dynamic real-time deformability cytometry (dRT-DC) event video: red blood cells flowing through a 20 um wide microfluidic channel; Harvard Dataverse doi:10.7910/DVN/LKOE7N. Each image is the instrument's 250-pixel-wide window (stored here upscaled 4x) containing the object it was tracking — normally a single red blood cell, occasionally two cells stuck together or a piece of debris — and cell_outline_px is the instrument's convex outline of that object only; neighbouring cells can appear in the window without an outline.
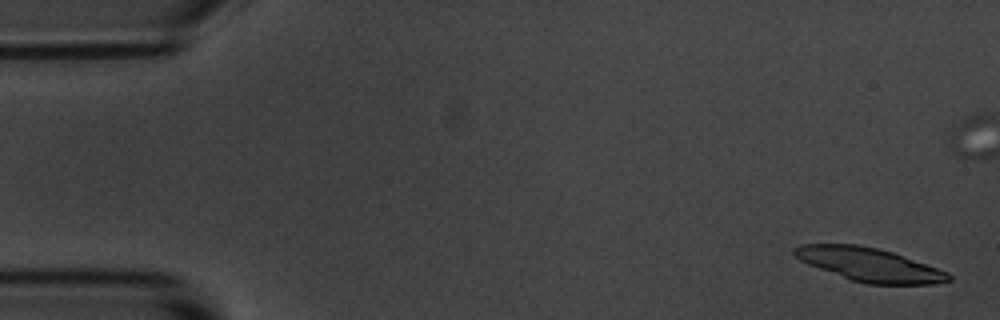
{"species": "common noctule bat (a hibernating species)", "species_latin": "Nyctalus noctula", "temperature_condition": "room temperature", "stored_images_in_passage": 6, "camera_frame_rate_fps": 3000, "um_per_image_px": 0.085, "animal": {"sex": "male", "body_mass_g": 20.1, "forearm_length_mm": 53.5}, "frame": {"image": 1, "passage_image": 1, "time_ms": 0.0, "image_size_px": [1000, 320], "cell_outline_px": [[952, 280], [936, 284], [868, 284], [852, 280], [808, 264], [800, 260], [792, 252], [792, 248], [800, 244], [856, 244], [876, 248], [892, 252], [948, 272], [952, 276]], "centroid_in_image_um": [73.89, 22.49], "position_along_channel_um": 11.1, "area_um2": 29.82}}